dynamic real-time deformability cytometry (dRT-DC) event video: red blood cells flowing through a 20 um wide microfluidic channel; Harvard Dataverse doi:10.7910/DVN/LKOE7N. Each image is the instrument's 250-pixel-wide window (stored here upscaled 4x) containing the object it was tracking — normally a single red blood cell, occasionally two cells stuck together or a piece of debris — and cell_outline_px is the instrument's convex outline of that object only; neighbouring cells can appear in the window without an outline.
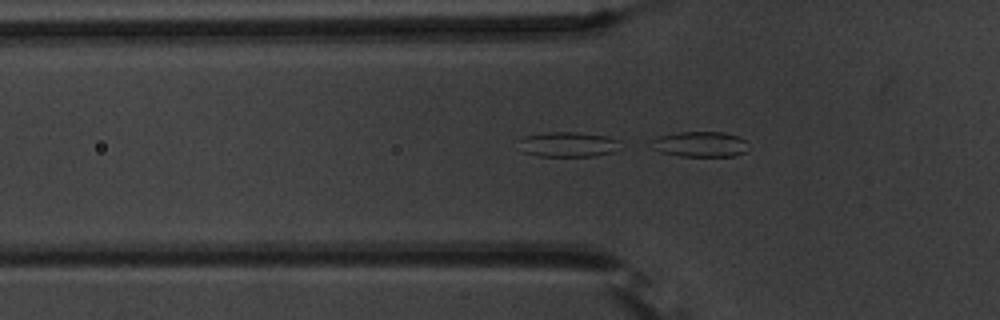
{"species": "common noctule bat (a hibernating species)", "species_latin": "Nyctalus noctula", "temperature_condition": "warm", "stored_images_in_passage": 8, "camera_frame_rate_fps": 3000, "um_per_image_px": 0.085, "animal": {"sex": "male", "body_mass_g": 20.1, "forearm_length_mm": 53.5}, "frame": {"image": 1, "passage_image": 2, "time_ms": 0.333, "image_size_px": [1000, 320], "cell_outline_px": [[744, 152], [736, 156], [680, 156], [660, 152], [656, 148], [652, 140], [660, 136], [680, 132], [724, 132], [736, 136], [744, 140]], "centroid_in_image_um": [59.51, 12.26], "position_along_channel_um": 66.3, "area_um2": 13.87}}